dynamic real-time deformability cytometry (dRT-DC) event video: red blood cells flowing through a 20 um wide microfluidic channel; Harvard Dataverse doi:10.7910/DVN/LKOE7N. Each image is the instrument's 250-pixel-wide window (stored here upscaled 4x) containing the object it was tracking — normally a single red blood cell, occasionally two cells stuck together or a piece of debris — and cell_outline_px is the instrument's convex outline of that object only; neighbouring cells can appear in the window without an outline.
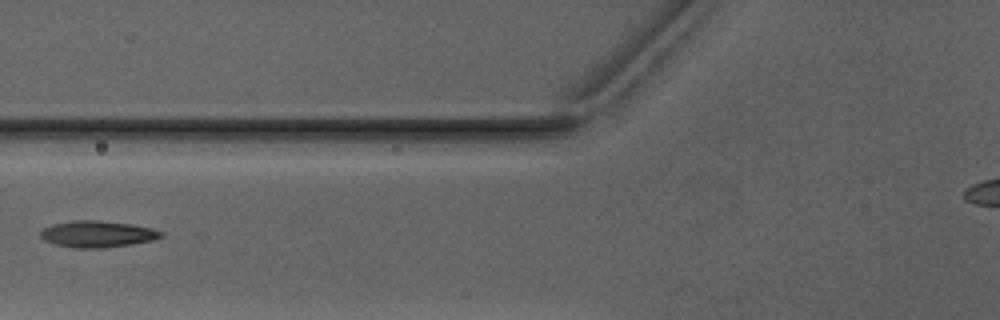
{"species": "Egyptian fruit bat (a non-hibernating species)", "species_latin": "Rousettus aegyptiacus", "temperature_condition": "warm", "stored_images_in_passage": 4, "camera_frame_rate_fps": 3000, "um_per_image_px": 0.085, "animal": {"sex": "male"}, "frame": {"image": 1, "passage_image": 3, "time_ms": 2.333, "image_size_px": [1000, 320], "cell_outline_px": [[164, 236], [152, 240], [132, 244], [104, 248], [76, 248], [56, 244], [44, 240], [40, 236], [40, 232], [44, 228], [52, 224], [72, 220], [96, 220], [132, 224], [152, 228], [164, 232]], "centroid_in_image_um": [8.3, 19.89], "position_along_channel_um": 117.5, "area_um2": 18.67}}
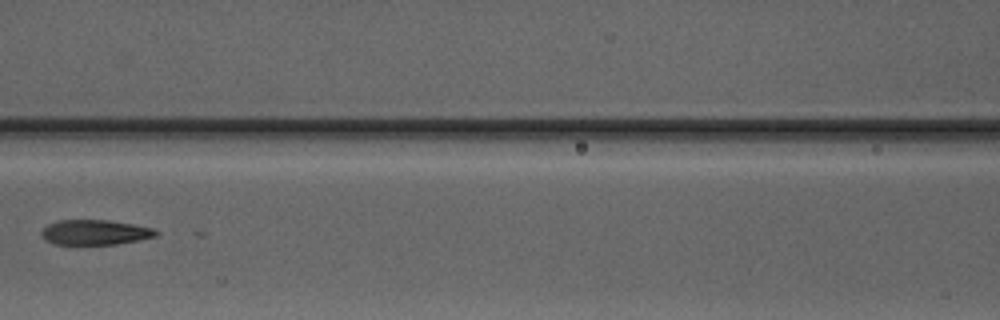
{"frame": {"image": 2, "passage_image": 4, "time_ms": 3.333, "image_size_px": [1000, 320], "cell_outline_px": [[160, 232], [156, 236], [140, 240], [116, 244], [56, 244], [44, 240], [40, 232], [48, 224], [56, 220], [108, 220], [132, 224], [152, 228]], "centroid_in_image_um": [8.06, 19.74], "position_along_channel_um": 158.5, "area_um2": 16.7}}